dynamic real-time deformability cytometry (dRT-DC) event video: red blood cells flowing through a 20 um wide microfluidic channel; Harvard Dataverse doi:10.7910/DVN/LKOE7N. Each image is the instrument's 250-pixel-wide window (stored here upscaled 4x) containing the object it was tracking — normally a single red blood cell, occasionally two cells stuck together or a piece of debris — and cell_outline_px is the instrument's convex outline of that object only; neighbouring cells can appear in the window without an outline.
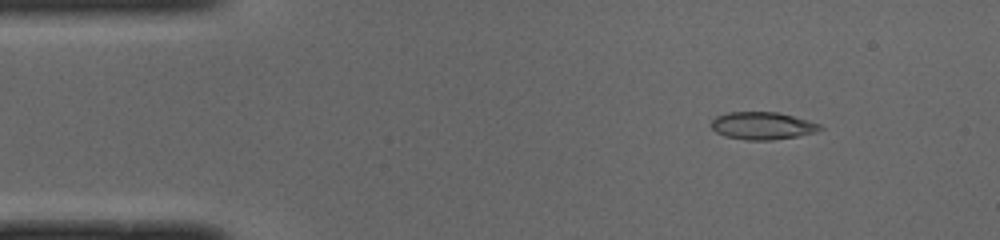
{"species": "common noctule bat (a hibernating species)", "species_latin": "Nyctalus noctula", "temperature_condition": "cold", "stored_images_in_passage": 50, "camera_frame_rate_fps": 3000, "um_per_image_px": 0.085, "animal": {"sex": "male", "body_mass_g": 19.0, "forearm_length_mm": 50.8}, "frame": {"image": 1, "passage_image": 6, "time_ms": 1.667, "image_size_px": [1000, 240], "cell_outline_px": [[824, 128], [816, 132], [796, 136], [772, 140], [748, 140], [724, 136], [716, 132], [712, 128], [712, 120], [716, 116], [728, 112], [776, 112], [808, 120], [820, 124]], "centroid_in_image_um": [64.8, 10.69], "position_along_channel_um": 20.2, "area_um2": 17.34}}
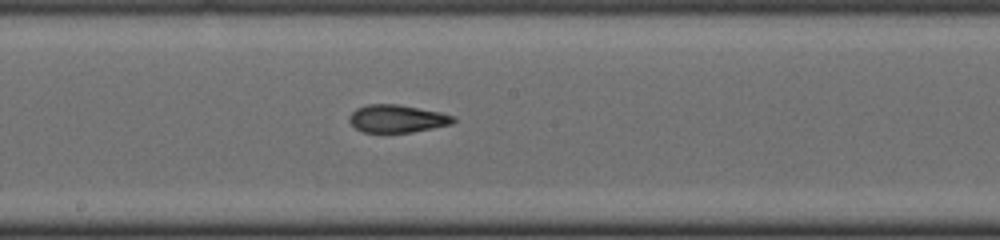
{"frame": {"image": 2, "passage_image": 26, "time_ms": 8.333, "image_size_px": [1000, 240], "cell_outline_px": [[456, 120], [452, 124], [412, 132], [364, 132], [356, 128], [348, 120], [348, 116], [356, 108], [368, 104], [400, 104], [440, 112], [456, 116]], "centroid_in_image_um": [33.76, 10.07], "position_along_channel_um": 214.4, "area_um2": 16.88}}
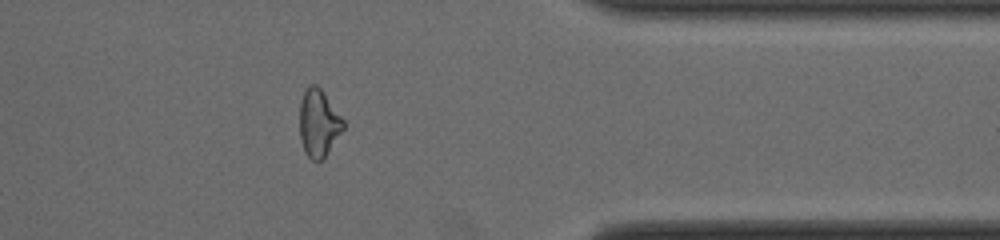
{"frame": {"image": 3, "passage_image": 40, "time_ms": 13.0, "image_size_px": [1000, 240], "cell_outline_px": [[344, 128], [324, 156], [320, 160], [312, 160], [308, 156], [304, 148], [300, 136], [300, 104], [304, 92], [308, 84], [316, 84], [320, 88], [344, 120]], "centroid_in_image_um": [27.07, 10.42], "position_along_channel_um": 384.3, "area_um2": 16.65}, "authors_computed_cell_mechanics": {"area_um2": 17.2533, "velocity_mm_per_s": 3.9975, "shape_relaxation_time_tau1_ms": 6.9016, "shape_relaxation_time_tau2_ms": 1.4186, "deformation_change_tau1": 0.2206, "deformation_change_tau2": 0.0742}}